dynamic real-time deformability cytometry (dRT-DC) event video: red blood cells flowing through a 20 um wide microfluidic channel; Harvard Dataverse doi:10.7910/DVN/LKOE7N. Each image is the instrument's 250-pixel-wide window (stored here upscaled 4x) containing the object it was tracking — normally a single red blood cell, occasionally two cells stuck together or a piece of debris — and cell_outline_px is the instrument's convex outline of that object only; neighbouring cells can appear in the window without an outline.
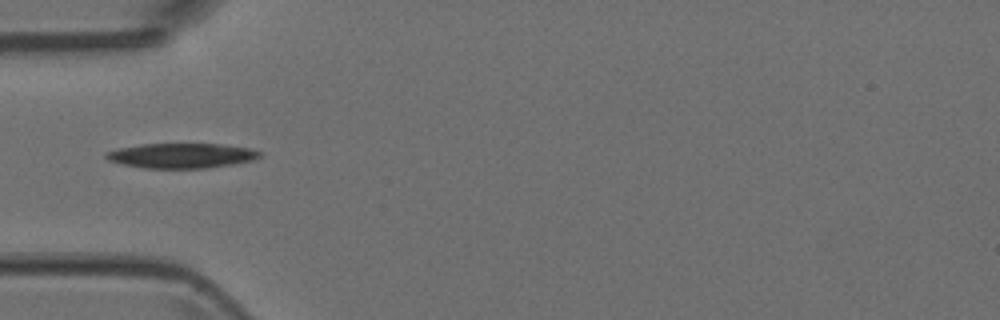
{"species": "Egyptian fruit bat (a non-hibernating species)", "species_latin": "Rousettus aegyptiacus", "temperature_condition": "room temperature", "stored_images_in_passage": 5, "camera_frame_rate_fps": 3000, "um_per_image_px": 0.085, "animal": {"sex": "female"}, "frame": {"image": 1, "passage_image": 4, "time_ms": 1.0, "image_size_px": [1000, 320], "cell_outline_px": [[260, 156], [252, 160], [232, 164], [208, 168], [144, 168], [120, 164], [108, 160], [104, 156], [104, 152], [120, 148], [140, 144], [224, 144], [252, 148], [260, 152]], "centroid_in_image_um": [15.4, 13.23], "position_along_channel_um": 69.6, "area_um2": 22.37}}
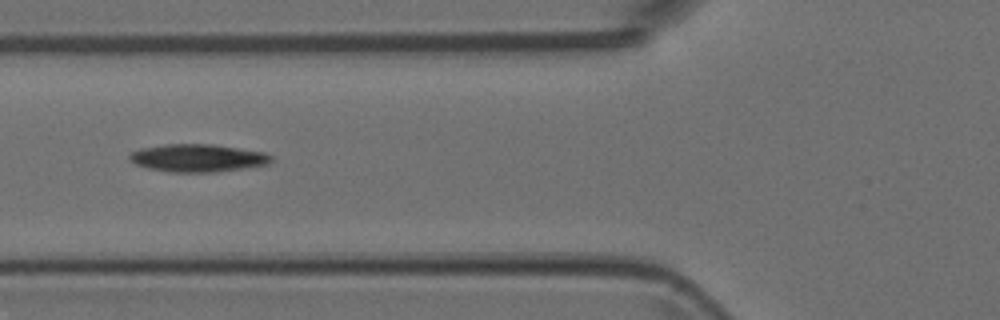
{"frame": {"image": 2, "passage_image": 5, "time_ms": 1.333, "image_size_px": [1000, 320], "cell_outline_px": [[272, 160], [268, 164], [212, 172], [168, 172], [148, 168], [136, 164], [128, 160], [128, 156], [132, 152], [140, 148], [164, 144], [212, 144], [264, 152], [272, 156]], "centroid_in_image_um": [16.75, 13.42], "position_along_channel_um": 109.0, "area_um2": 22.77}}